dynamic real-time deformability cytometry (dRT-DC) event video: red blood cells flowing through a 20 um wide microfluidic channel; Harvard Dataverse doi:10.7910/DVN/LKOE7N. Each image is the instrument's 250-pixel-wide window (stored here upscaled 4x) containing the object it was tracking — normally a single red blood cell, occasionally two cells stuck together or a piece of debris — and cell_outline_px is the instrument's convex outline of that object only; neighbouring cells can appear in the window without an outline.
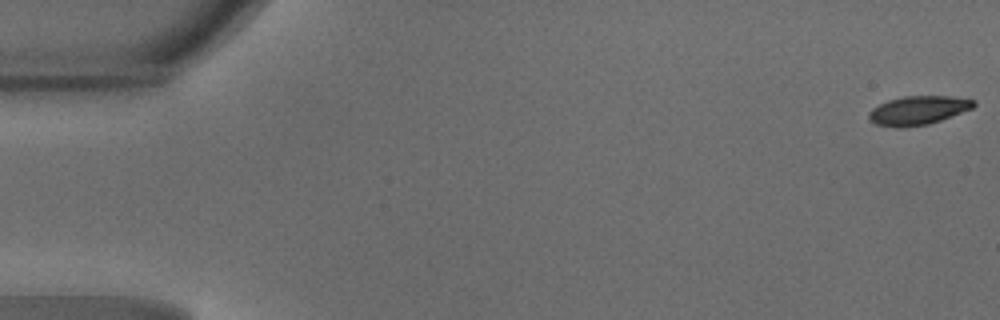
{"species": "common noctule bat (a hibernating species)", "species_latin": "Nyctalus noctula", "temperature_condition": "warm", "stored_images_in_passage": 48, "camera_frame_rate_fps": 3000, "um_per_image_px": 0.085, "animal": {"sex": "male", "body_mass_g": 18.8}, "frame": {"image": 1, "passage_image": 1, "time_ms": 0.0, "image_size_px": [1000, 320], "cell_outline_px": [[976, 104], [972, 108], [940, 120], [928, 124], [904, 128], [896, 128], [876, 124], [868, 120], [868, 112], [872, 108], [888, 100], [904, 96], [952, 96], [976, 100]], "centroid_in_image_um": [78.01, 9.38], "position_along_channel_um": 7.0, "area_um2": 17.69}}
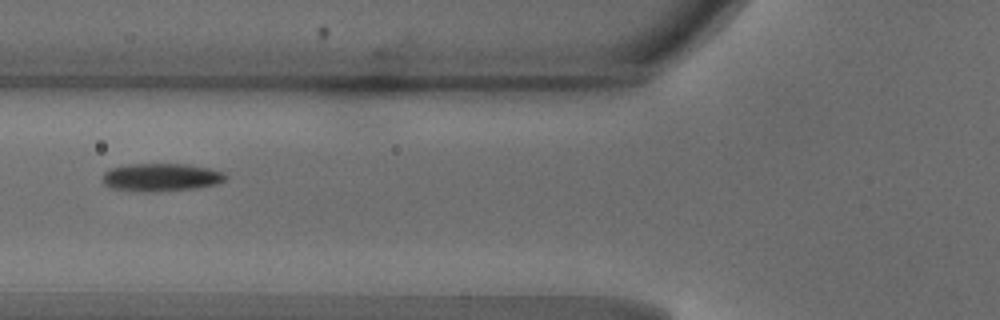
{"frame": {"image": 2, "passage_image": 19, "time_ms": 6.0, "image_size_px": [1000, 320], "cell_outline_px": [[228, 176], [224, 180], [216, 184], [196, 188], [148, 192], [112, 188], [104, 184], [104, 172], [112, 168], [128, 164], [188, 164], [208, 168], [224, 172]], "centroid_in_image_um": [13.72, 15.06], "position_along_channel_um": 112.1, "area_um2": 19.83}}
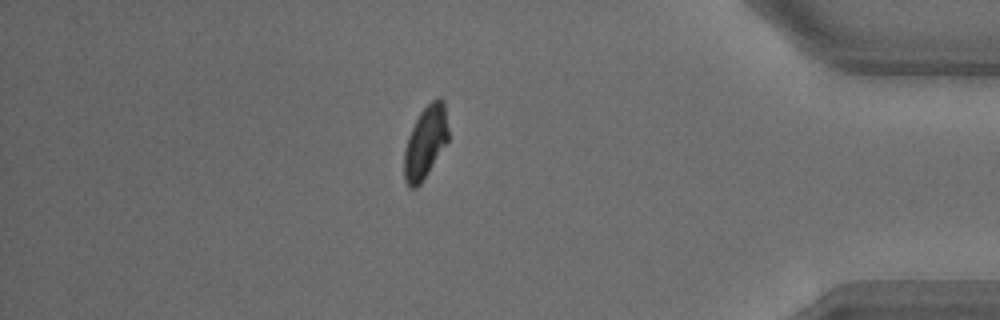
{"frame": {"image": 3, "passage_image": 42, "time_ms": 13.667, "image_size_px": [1000, 320], "cell_outline_px": [[448, 140], [428, 172], [420, 184], [416, 188], [408, 188], [404, 180], [404, 152], [408, 136], [420, 112], [432, 100], [440, 96], [444, 100], [448, 128]], "centroid_in_image_um": [36.15, 12.09], "position_along_channel_um": 399.0, "area_um2": 18.5}, "authors_computed_cell_mechanics": {"area_um2": 19.1318, "velocity_mm_per_s": 4.2001, "shape_relaxation_time_tau1_ms": 3.2868, "shape_relaxation_time_tau2_ms": 4.2092, "deformation_change_tau1": 0.128, "deformation_change_tau2": 0.0785}}